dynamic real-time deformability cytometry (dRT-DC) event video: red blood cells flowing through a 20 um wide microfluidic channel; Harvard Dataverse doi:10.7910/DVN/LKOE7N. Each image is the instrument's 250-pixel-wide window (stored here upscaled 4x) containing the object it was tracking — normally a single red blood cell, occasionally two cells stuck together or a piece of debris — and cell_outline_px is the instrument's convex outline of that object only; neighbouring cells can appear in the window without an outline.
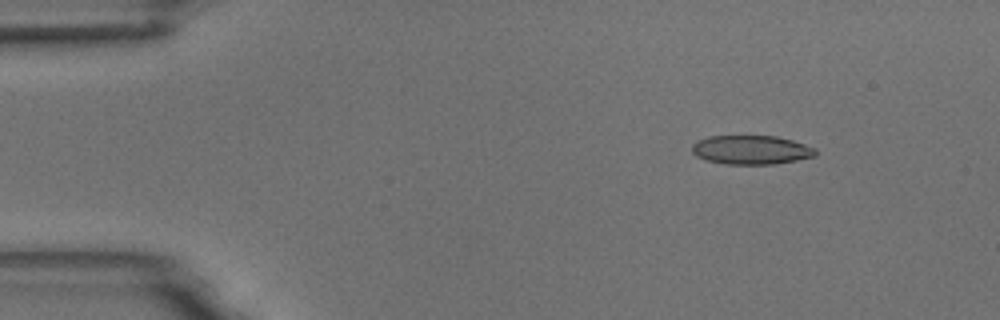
{"species": "common noctule bat (a hibernating species)", "species_latin": "Nyctalus noctula", "temperature_condition": "room temperature", "stored_images_in_passage": 48, "camera_frame_rate_fps": 3000, "um_per_image_px": 0.085, "animal": {"sex": "male", "body_mass_g": 18.8}, "frame": {"image": 1, "passage_image": 1, "time_ms": 0.0, "image_size_px": [1000, 320], "cell_outline_px": [[816, 156], [776, 164], [724, 164], [704, 160], [696, 156], [692, 152], [692, 144], [696, 140], [708, 136], [776, 136], [792, 140], [816, 148]], "centroid_in_image_um": [63.82, 12.74], "position_along_channel_um": 21.2, "area_um2": 21.04}}
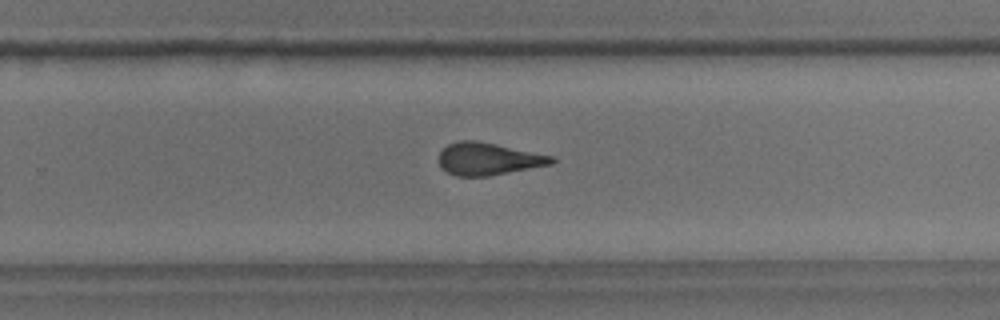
{"frame": {"image": 2, "passage_image": 29, "time_ms": 9.333, "image_size_px": [1000, 320], "cell_outline_px": [[556, 160], [552, 164], [488, 176], [456, 176], [440, 168], [440, 152], [448, 144], [460, 140], [476, 140], [496, 144], [552, 156]], "centroid_in_image_um": [41.48, 13.5], "position_along_channel_um": 288.3, "area_um2": 21.04}}
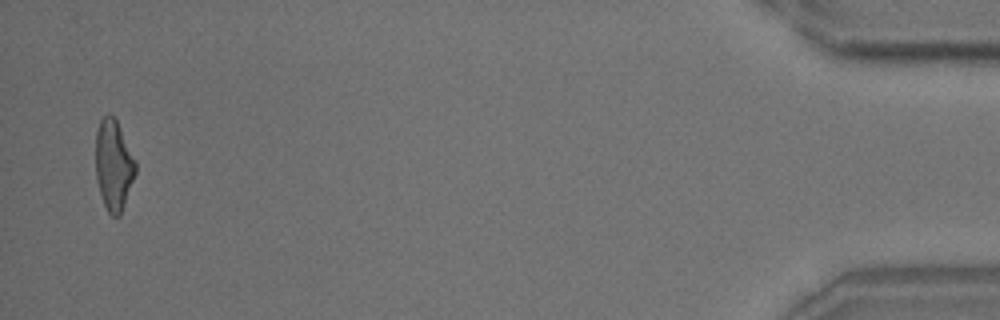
{"frame": {"image": 3, "passage_image": 47, "time_ms": 15.333, "image_size_px": [1000, 320], "cell_outline_px": [[136, 172], [120, 216], [112, 216], [108, 212], [104, 204], [96, 180], [96, 132], [100, 120], [104, 116], [112, 116], [116, 120], [136, 160]], "centroid_in_image_um": [9.66, 14.05], "position_along_channel_um": 425.5, "area_um2": 20.81}, "authors_computed_cell_mechanics": {"area_um2": 21.5594, "velocity_mm_per_s": 3.7317, "shape_relaxation_time_tau1_ms": 8.699, "shape_relaxation_time_tau2_ms": 1.5725, "deformation_change_tau1": 0.2547, "deformation_change_tau2": 0.1213}}